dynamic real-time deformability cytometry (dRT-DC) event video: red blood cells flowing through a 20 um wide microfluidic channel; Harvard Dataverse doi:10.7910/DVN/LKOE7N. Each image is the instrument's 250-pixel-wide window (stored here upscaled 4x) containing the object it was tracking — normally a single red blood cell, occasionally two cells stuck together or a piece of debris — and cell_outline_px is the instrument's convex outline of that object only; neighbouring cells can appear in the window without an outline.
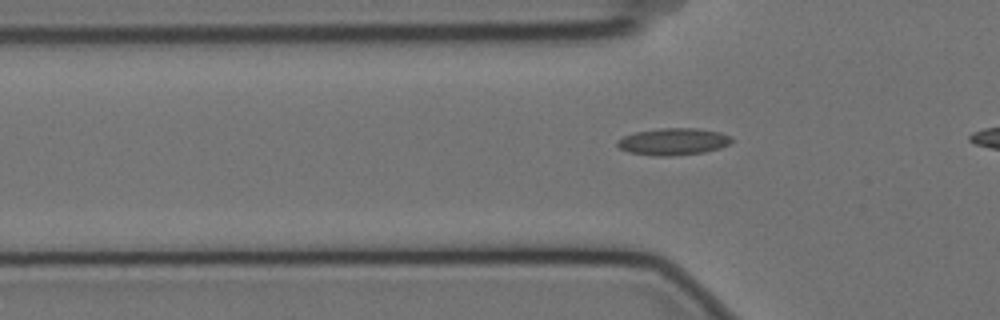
{"species": "Egyptian fruit bat (a non-hibernating species)", "species_latin": "Rousettus aegyptiacus", "temperature_condition": "cold", "stored_images_in_passage": 38, "camera_frame_rate_fps": 3000, "um_per_image_px": 0.085, "animal": {"sex": "female"}, "frame": {"image": 1, "passage_image": 10, "time_ms": 3.0, "image_size_px": [1000, 320], "cell_outline_px": [[732, 140], [728, 144], [720, 148], [704, 152], [672, 156], [652, 156], [628, 152], [620, 148], [616, 144], [616, 140], [624, 136], [636, 132], [660, 128], [696, 128], [720, 132], [732, 136]], "centroid_in_image_um": [57.21, 12.04], "position_along_channel_um": 68.6, "area_um2": 18.03}}
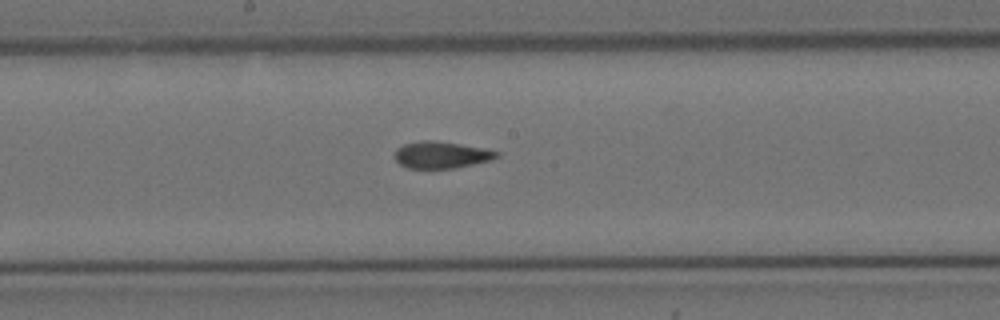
{"frame": {"image": 2, "passage_image": 22, "time_ms": 7.0, "image_size_px": [1000, 320], "cell_outline_px": [[500, 156], [492, 160], [456, 168], [408, 168], [400, 164], [396, 160], [396, 148], [404, 144], [424, 140], [432, 140], [460, 144], [484, 148], [500, 152]], "centroid_in_image_um": [37.55, 13.16], "position_along_channel_um": 210.6, "area_um2": 15.9}}
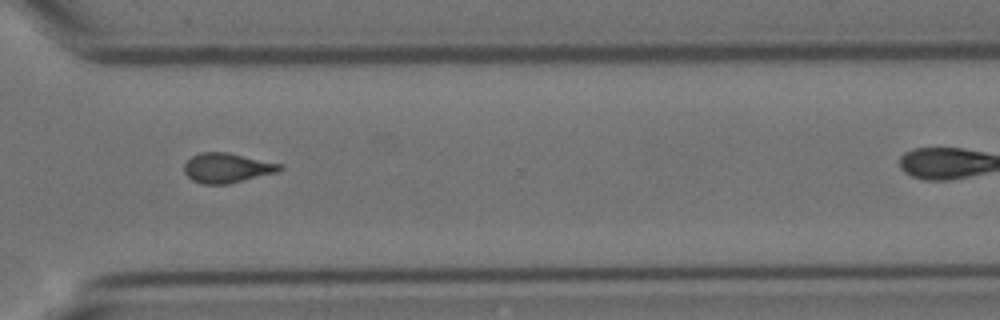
{"frame": {"image": 3, "passage_image": 34, "time_ms": 11.0, "image_size_px": [1000, 320], "cell_outline_px": [[284, 168], [276, 172], [228, 184], [204, 184], [192, 180], [184, 172], [184, 164], [192, 156], [200, 152], [228, 152], [284, 164]], "centroid_in_image_um": [19.31, 14.26], "position_along_channel_um": 351.3, "area_um2": 16.59}}